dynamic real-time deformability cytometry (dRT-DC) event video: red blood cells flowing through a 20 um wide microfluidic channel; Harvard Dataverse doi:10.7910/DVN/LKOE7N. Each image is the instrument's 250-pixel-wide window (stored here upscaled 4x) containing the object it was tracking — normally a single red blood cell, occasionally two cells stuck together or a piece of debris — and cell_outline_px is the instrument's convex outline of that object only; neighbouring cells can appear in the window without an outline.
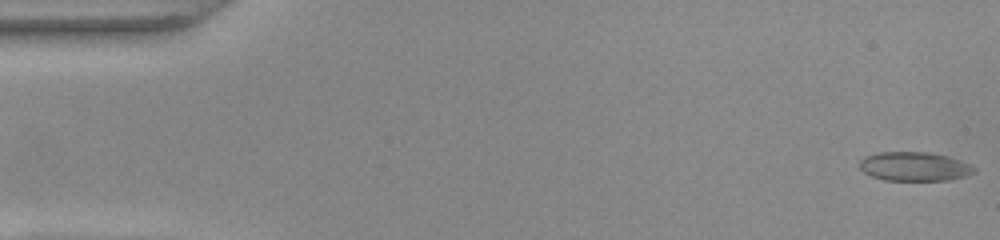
{"species": "common noctule bat (a hibernating species)", "species_latin": "Nyctalus noctula", "temperature_condition": "warm", "stored_images_in_passage": 52, "camera_frame_rate_fps": 3000, "um_per_image_px": 0.085, "animal": {"sex": "female", "body_mass_g": 22.0, "forearm_length_mm": 56.7}, "frame": {"image": 1, "passage_image": 1, "time_ms": 0.0, "image_size_px": [1000, 240], "cell_outline_px": [[976, 172], [964, 176], [948, 180], [884, 180], [872, 176], [864, 172], [860, 168], [860, 160], [864, 156], [880, 152], [928, 152], [948, 156], [960, 160], [976, 168]], "centroid_in_image_um": [77.72, 14.14], "position_along_channel_um": 7.3, "area_um2": 19.31}}
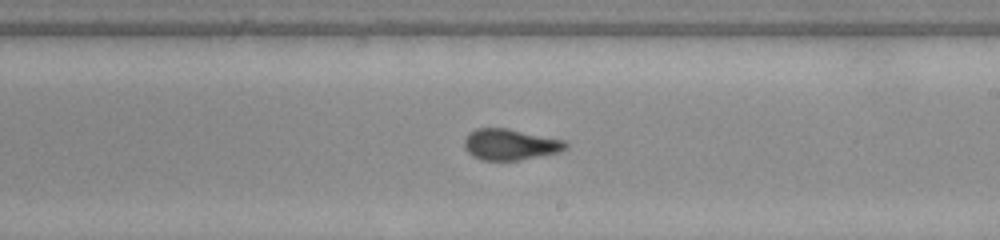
{"frame": {"image": 2, "passage_image": 30, "time_ms": 9.667, "image_size_px": [1000, 240], "cell_outline_px": [[568, 148], [560, 152], [520, 160], [480, 160], [472, 156], [464, 148], [464, 140], [468, 132], [476, 128], [508, 128], [564, 140], [568, 144]], "centroid_in_image_um": [43.35, 12.28], "position_along_channel_um": 245.6, "area_um2": 18.55}}
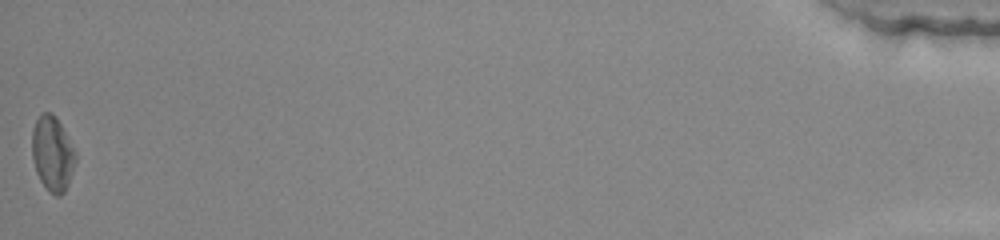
{"frame": {"image": 3, "passage_image": 52, "time_ms": 17.0, "image_size_px": [1000, 240], "cell_outline_px": [[76, 160], [68, 184], [64, 192], [60, 196], [56, 196], [48, 192], [40, 180], [36, 172], [32, 156], [32, 128], [36, 120], [44, 112], [52, 112], [56, 116], [76, 152]], "centroid_in_image_um": [4.45, 13.07], "position_along_channel_um": 430.7, "area_um2": 19.02}, "authors_computed_cell_mechanics": {"area_um2": 18.5538, "velocity_mm_per_s": 3.9131, "shape_relaxation_time_tau1_ms": 3.6019, "shape_relaxation_time_tau2_ms": 1.2782, "deformation_change_tau1": 0.1435, "deformation_change_tau2": 0.0835}}